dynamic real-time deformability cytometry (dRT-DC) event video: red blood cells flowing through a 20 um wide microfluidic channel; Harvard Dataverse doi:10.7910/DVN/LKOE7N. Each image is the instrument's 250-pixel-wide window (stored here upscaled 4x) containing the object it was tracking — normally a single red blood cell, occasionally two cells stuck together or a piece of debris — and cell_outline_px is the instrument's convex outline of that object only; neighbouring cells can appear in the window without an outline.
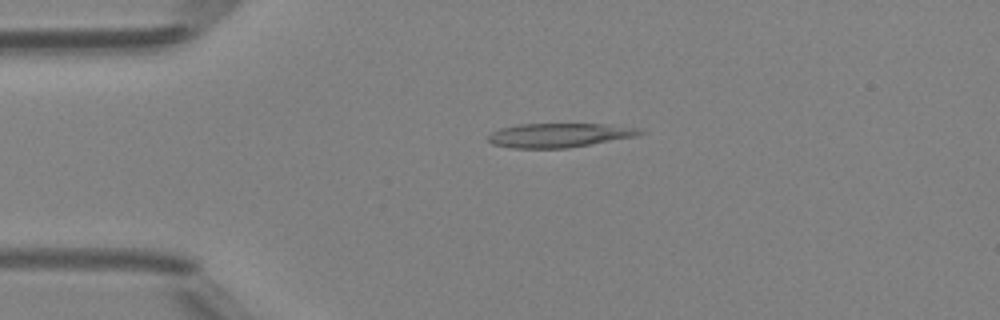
{"species": "Egyptian fruit bat (a non-hibernating species)", "species_latin": "Rousettus aegyptiacus", "temperature_condition": "room temperature", "stored_images_in_passage": 42, "camera_frame_rate_fps": 3000, "um_per_image_px": 0.085, "animal": {"sex": "female"}, "frame": {"image": 1, "passage_image": 5, "time_ms": 1.333, "image_size_px": [1000, 320], "cell_outline_px": [[644, 132], [636, 136], [568, 148], [512, 148], [492, 144], [488, 140], [488, 136], [492, 132], [500, 128], [520, 124], [608, 124], [640, 128]], "centroid_in_image_um": [47.53, 11.49], "position_along_channel_um": 37.5, "area_um2": 21.27}}
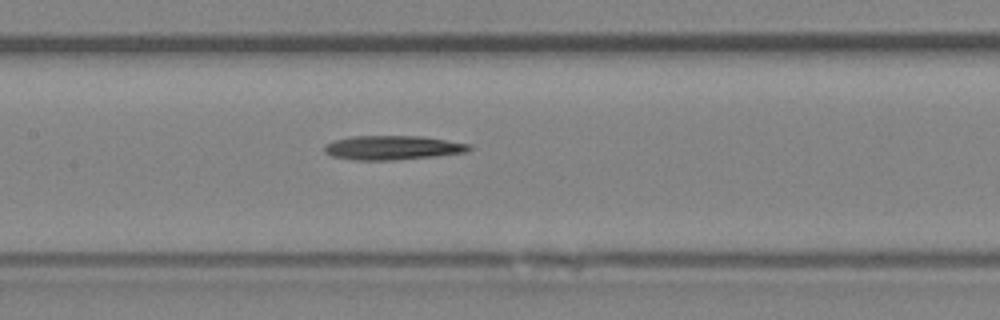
{"frame": {"image": 2, "passage_image": 17, "time_ms": 5.333, "image_size_px": [1000, 320], "cell_outline_px": [[472, 148], [468, 152], [436, 156], [396, 160], [352, 160], [332, 156], [324, 152], [324, 144], [332, 140], [348, 136], [424, 136], [472, 144]], "centroid_in_image_um": [33.37, 12.55], "position_along_channel_um": 174.0, "area_um2": 20.81}}
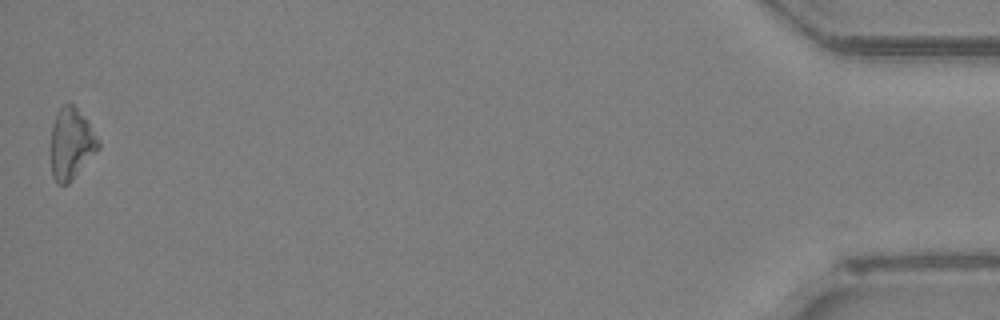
{"frame": {"image": 3, "passage_image": 42, "time_ms": 13.667, "image_size_px": [1000, 320], "cell_outline_px": [[100, 148], [72, 180], [68, 184], [56, 184], [52, 176], [48, 148], [52, 124], [60, 108], [68, 100], [88, 120], [100, 140]], "centroid_in_image_um": [6.02, 12.23], "position_along_channel_um": 429.2, "area_um2": 20.46}, "authors_computed_cell_mechanics": {"area_um2": 19.941, "velocity_mm_per_s": 4.2362, "shape_relaxation_time_tau1_ms": 4.9336, "shape_relaxation_time_tau2_ms": null, "deformation_change_tau1": 0.1825, "deformation_change_tau2": null}}